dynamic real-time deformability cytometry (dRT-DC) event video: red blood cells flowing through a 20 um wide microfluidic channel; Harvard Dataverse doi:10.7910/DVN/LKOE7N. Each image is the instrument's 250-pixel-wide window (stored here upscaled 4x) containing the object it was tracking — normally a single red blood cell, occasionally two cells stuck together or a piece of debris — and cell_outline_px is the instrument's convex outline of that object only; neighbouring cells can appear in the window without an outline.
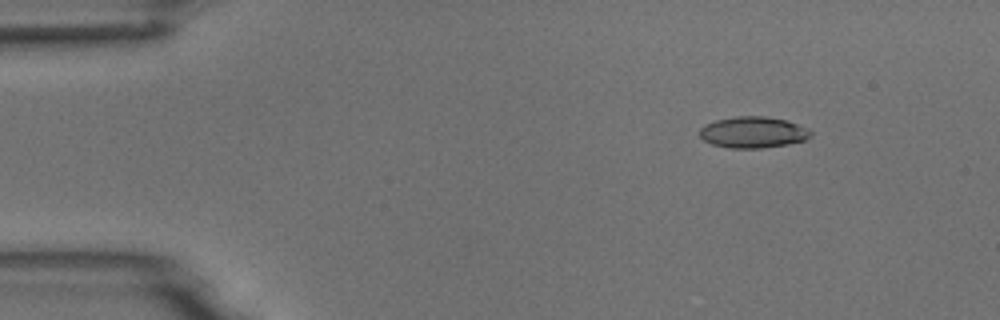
{"species": "common noctule bat (a hibernating species)", "species_latin": "Nyctalus noctula", "temperature_condition": "room temperature", "stored_images_in_passage": 6, "camera_frame_rate_fps": 3000, "um_per_image_px": 0.085, "animal": {"sex": "male", "body_mass_g": 18.8}, "frame": {"image": 1, "passage_image": 2, "time_ms": 1.0, "image_size_px": [1000, 320], "cell_outline_px": [[812, 136], [804, 140], [788, 144], [760, 148], [728, 148], [712, 144], [704, 140], [700, 136], [700, 128], [704, 124], [716, 120], [736, 116], [764, 116], [784, 120], [808, 128], [812, 132]], "centroid_in_image_um": [63.99, 11.25], "position_along_channel_um": 21.0, "area_um2": 20.17}}
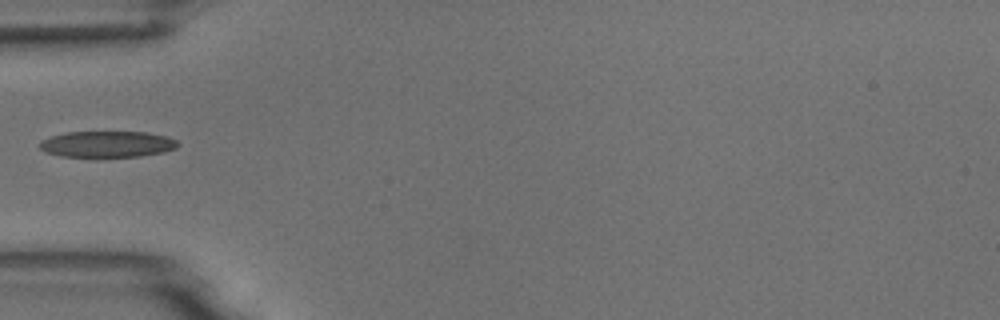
{"frame": {"image": 2, "passage_image": 5, "time_ms": 4.667, "image_size_px": [1000, 320], "cell_outline_px": [[180, 144], [176, 148], [160, 152], [140, 156], [96, 160], [60, 156], [44, 152], [40, 148], [40, 140], [64, 132], [148, 132], [168, 136], [176, 140]], "centroid_in_image_um": [9.07, 12.3], "position_along_channel_um": 75.9, "area_um2": 22.14}}